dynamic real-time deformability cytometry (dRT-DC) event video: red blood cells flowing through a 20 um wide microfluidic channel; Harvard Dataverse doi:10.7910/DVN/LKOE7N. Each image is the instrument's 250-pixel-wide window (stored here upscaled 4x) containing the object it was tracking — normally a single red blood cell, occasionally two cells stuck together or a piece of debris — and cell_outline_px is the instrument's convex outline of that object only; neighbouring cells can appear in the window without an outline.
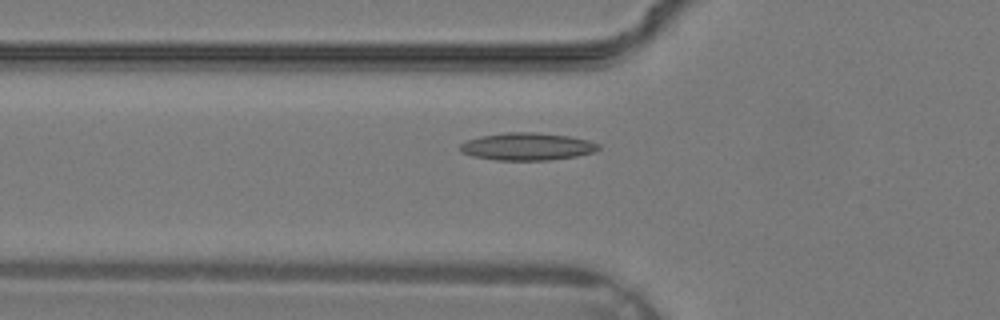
{"species": "common noctule bat (a hibernating species)", "species_latin": "Nyctalus noctula", "temperature_condition": "warm", "stored_images_in_passage": 23, "camera_frame_rate_fps": 3000, "um_per_image_px": 0.085, "animal": {"sex": "male", "body_mass_g": 19.2, "forearm_length_mm": 51.8}, "frame": {"image": 1, "passage_image": 2, "time_ms": 0.333, "image_size_px": [1000, 320], "cell_outline_px": [[600, 148], [596, 152], [576, 156], [548, 160], [496, 160], [472, 156], [460, 152], [460, 144], [468, 140], [480, 136], [504, 132], [536, 132], [568, 136], [588, 140], [600, 144]], "centroid_in_image_um": [44.81, 12.45], "position_along_channel_um": 81.0, "area_um2": 22.25}}
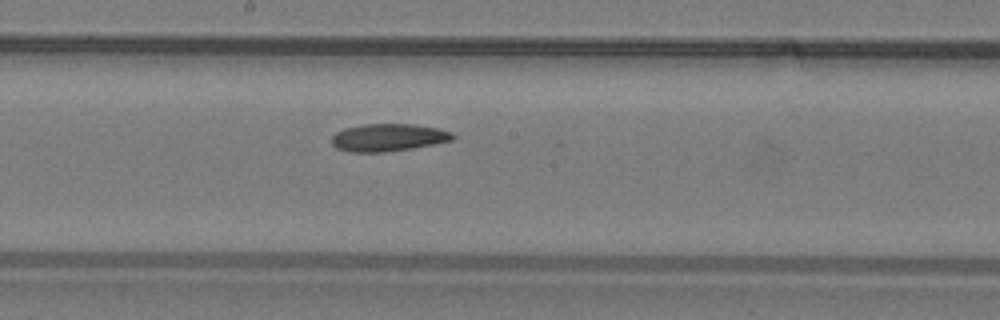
{"frame": {"image": 2, "passage_image": 9, "time_ms": 2.667, "image_size_px": [1000, 320], "cell_outline_px": [[456, 136], [452, 140], [412, 148], [384, 152], [352, 152], [336, 148], [332, 144], [332, 136], [336, 132], [344, 128], [364, 124], [412, 124], [440, 128], [452, 132]], "centroid_in_image_um": [33.0, 11.68], "position_along_channel_um": 215.2, "area_um2": 19.42}}
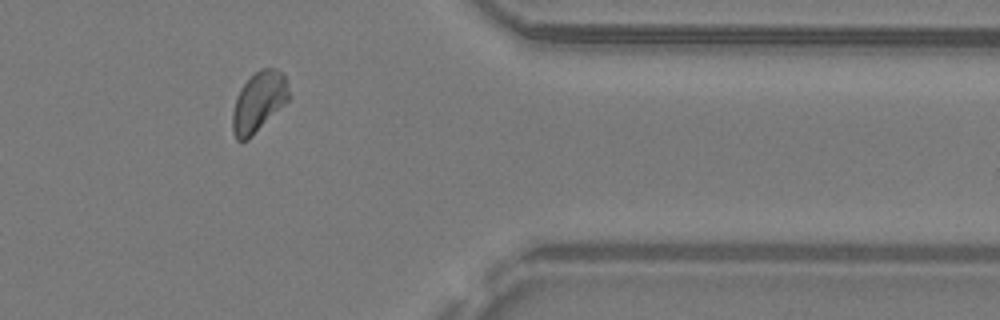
{"frame": {"image": 3, "passage_image": 19, "time_ms": 6.0, "image_size_px": [1000, 320], "cell_outline_px": [[288, 100], [248, 140], [236, 140], [232, 132], [232, 112], [236, 96], [240, 88], [260, 68], [276, 68], [284, 76], [288, 92]], "centroid_in_image_um": [21.94, 8.68], "position_along_channel_um": 389.5, "area_um2": 19.36}}